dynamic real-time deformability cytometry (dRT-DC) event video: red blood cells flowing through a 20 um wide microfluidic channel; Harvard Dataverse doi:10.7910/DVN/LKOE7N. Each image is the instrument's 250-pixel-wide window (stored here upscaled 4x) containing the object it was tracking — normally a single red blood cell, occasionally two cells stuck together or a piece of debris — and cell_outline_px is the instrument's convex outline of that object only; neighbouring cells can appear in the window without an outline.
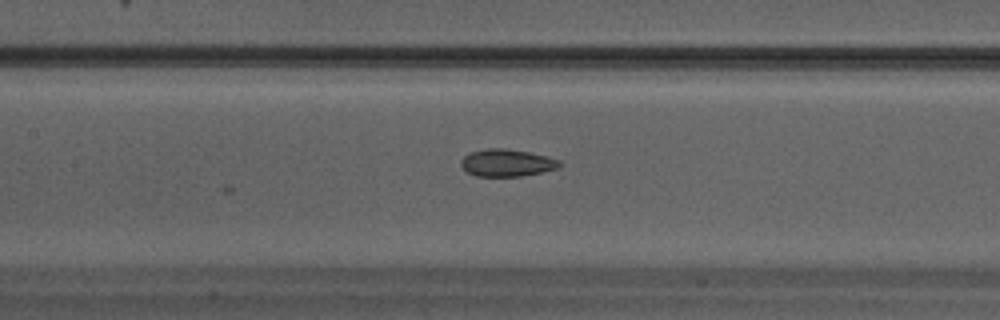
{"species": "Egyptian fruit bat (a non-hibernating species)", "species_latin": "Rousettus aegyptiacus", "temperature_condition": "warm", "stored_images_in_passage": 20, "camera_frame_rate_fps": 3000, "um_per_image_px": 0.085, "animal": {"sex": "male"}, "frame": {"image": 1, "passage_image": 7, "time_ms": 2.0, "image_size_px": [1000, 320], "cell_outline_px": [[560, 164], [556, 168], [540, 172], [520, 176], [476, 176], [468, 172], [460, 164], [460, 160], [464, 156], [472, 152], [488, 148], [504, 148], [528, 152], [560, 160]], "centroid_in_image_um": [43.04, 13.84], "position_along_channel_um": 164.4, "area_um2": 15.32}}